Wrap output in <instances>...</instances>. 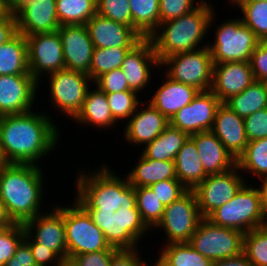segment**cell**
Listing matches in <instances>:
<instances>
[{"instance_id":"1","label":"cell","mask_w":267,"mask_h":266,"mask_svg":"<svg viewBox=\"0 0 267 266\" xmlns=\"http://www.w3.org/2000/svg\"><path fill=\"white\" fill-rule=\"evenodd\" d=\"M81 173V174H80ZM78 174L76 201L103 231L110 246L118 250L137 249L150 228L136 207L135 190L126 176H117L107 165Z\"/></svg>"},{"instance_id":"2","label":"cell","mask_w":267,"mask_h":266,"mask_svg":"<svg viewBox=\"0 0 267 266\" xmlns=\"http://www.w3.org/2000/svg\"><path fill=\"white\" fill-rule=\"evenodd\" d=\"M50 117L33 110L0 116V145L8 164L39 165V160L54 151L60 132Z\"/></svg>"},{"instance_id":"3","label":"cell","mask_w":267,"mask_h":266,"mask_svg":"<svg viewBox=\"0 0 267 266\" xmlns=\"http://www.w3.org/2000/svg\"><path fill=\"white\" fill-rule=\"evenodd\" d=\"M41 165L7 164L0 170V200L15 223L43 213L44 172Z\"/></svg>"},{"instance_id":"4","label":"cell","mask_w":267,"mask_h":266,"mask_svg":"<svg viewBox=\"0 0 267 266\" xmlns=\"http://www.w3.org/2000/svg\"><path fill=\"white\" fill-rule=\"evenodd\" d=\"M207 2L202 1L188 14L159 24L149 37L159 62L168 56L203 48L199 44L216 16L213 6Z\"/></svg>"},{"instance_id":"5","label":"cell","mask_w":267,"mask_h":266,"mask_svg":"<svg viewBox=\"0 0 267 266\" xmlns=\"http://www.w3.org/2000/svg\"><path fill=\"white\" fill-rule=\"evenodd\" d=\"M206 219L217 226L243 233L267 225L261 186L255 188L251 184H244L231 200L210 213Z\"/></svg>"},{"instance_id":"6","label":"cell","mask_w":267,"mask_h":266,"mask_svg":"<svg viewBox=\"0 0 267 266\" xmlns=\"http://www.w3.org/2000/svg\"><path fill=\"white\" fill-rule=\"evenodd\" d=\"M64 207L67 262L76 255L99 252L111 246L89 213L75 200Z\"/></svg>"},{"instance_id":"7","label":"cell","mask_w":267,"mask_h":266,"mask_svg":"<svg viewBox=\"0 0 267 266\" xmlns=\"http://www.w3.org/2000/svg\"><path fill=\"white\" fill-rule=\"evenodd\" d=\"M260 41L243 23L241 17L220 24L215 31L214 43H208L213 64L225 62H250Z\"/></svg>"},{"instance_id":"8","label":"cell","mask_w":267,"mask_h":266,"mask_svg":"<svg viewBox=\"0 0 267 266\" xmlns=\"http://www.w3.org/2000/svg\"><path fill=\"white\" fill-rule=\"evenodd\" d=\"M174 81L187 84L200 92L209 91L212 86L213 61L208 44L190 52L178 53L164 58L160 67Z\"/></svg>"},{"instance_id":"9","label":"cell","mask_w":267,"mask_h":266,"mask_svg":"<svg viewBox=\"0 0 267 266\" xmlns=\"http://www.w3.org/2000/svg\"><path fill=\"white\" fill-rule=\"evenodd\" d=\"M243 236L241 231L217 226L203 218L189 244L205 258L216 261L241 255Z\"/></svg>"},{"instance_id":"10","label":"cell","mask_w":267,"mask_h":266,"mask_svg":"<svg viewBox=\"0 0 267 266\" xmlns=\"http://www.w3.org/2000/svg\"><path fill=\"white\" fill-rule=\"evenodd\" d=\"M202 219L196 195L193 190H188L178 200L165 206L163 216L154 228L164 229L166 244L189 243Z\"/></svg>"},{"instance_id":"11","label":"cell","mask_w":267,"mask_h":266,"mask_svg":"<svg viewBox=\"0 0 267 266\" xmlns=\"http://www.w3.org/2000/svg\"><path fill=\"white\" fill-rule=\"evenodd\" d=\"M48 76L52 105L57 111L73 119L82 108L92 79L86 73L68 69Z\"/></svg>"},{"instance_id":"12","label":"cell","mask_w":267,"mask_h":266,"mask_svg":"<svg viewBox=\"0 0 267 266\" xmlns=\"http://www.w3.org/2000/svg\"><path fill=\"white\" fill-rule=\"evenodd\" d=\"M9 13L16 19L17 32L24 36L54 32L60 27L56 0H14Z\"/></svg>"},{"instance_id":"13","label":"cell","mask_w":267,"mask_h":266,"mask_svg":"<svg viewBox=\"0 0 267 266\" xmlns=\"http://www.w3.org/2000/svg\"><path fill=\"white\" fill-rule=\"evenodd\" d=\"M244 179L237 165L226 172L208 175L193 190L201 216L206 218L218 207L231 200L247 183Z\"/></svg>"},{"instance_id":"14","label":"cell","mask_w":267,"mask_h":266,"mask_svg":"<svg viewBox=\"0 0 267 266\" xmlns=\"http://www.w3.org/2000/svg\"><path fill=\"white\" fill-rule=\"evenodd\" d=\"M28 46L29 73L40 78L65 69L61 38L57 31L25 36Z\"/></svg>"},{"instance_id":"15","label":"cell","mask_w":267,"mask_h":266,"mask_svg":"<svg viewBox=\"0 0 267 266\" xmlns=\"http://www.w3.org/2000/svg\"><path fill=\"white\" fill-rule=\"evenodd\" d=\"M25 232L43 247L51 249L67 264L66 230L64 224V206L56 205L49 213H41L26 221ZM35 231V236L33 232Z\"/></svg>"},{"instance_id":"16","label":"cell","mask_w":267,"mask_h":266,"mask_svg":"<svg viewBox=\"0 0 267 266\" xmlns=\"http://www.w3.org/2000/svg\"><path fill=\"white\" fill-rule=\"evenodd\" d=\"M39 84L32 75H0V116L32 111Z\"/></svg>"},{"instance_id":"17","label":"cell","mask_w":267,"mask_h":266,"mask_svg":"<svg viewBox=\"0 0 267 266\" xmlns=\"http://www.w3.org/2000/svg\"><path fill=\"white\" fill-rule=\"evenodd\" d=\"M221 103L211 90L199 92L191 103L174 115L170 124L188 135L211 131L217 108Z\"/></svg>"},{"instance_id":"18","label":"cell","mask_w":267,"mask_h":266,"mask_svg":"<svg viewBox=\"0 0 267 266\" xmlns=\"http://www.w3.org/2000/svg\"><path fill=\"white\" fill-rule=\"evenodd\" d=\"M57 32L62 42L65 69L90 76L94 46L86 25H62Z\"/></svg>"},{"instance_id":"19","label":"cell","mask_w":267,"mask_h":266,"mask_svg":"<svg viewBox=\"0 0 267 266\" xmlns=\"http://www.w3.org/2000/svg\"><path fill=\"white\" fill-rule=\"evenodd\" d=\"M152 66V67H151ZM160 68V62L149 38H143L126 55L121 69L131 90L141 92L151 81V69Z\"/></svg>"},{"instance_id":"20","label":"cell","mask_w":267,"mask_h":266,"mask_svg":"<svg viewBox=\"0 0 267 266\" xmlns=\"http://www.w3.org/2000/svg\"><path fill=\"white\" fill-rule=\"evenodd\" d=\"M255 81L250 62L213 64L211 91L221 102L240 94Z\"/></svg>"},{"instance_id":"21","label":"cell","mask_w":267,"mask_h":266,"mask_svg":"<svg viewBox=\"0 0 267 266\" xmlns=\"http://www.w3.org/2000/svg\"><path fill=\"white\" fill-rule=\"evenodd\" d=\"M85 25L94 48L134 47L143 39L130 26L97 13Z\"/></svg>"},{"instance_id":"22","label":"cell","mask_w":267,"mask_h":266,"mask_svg":"<svg viewBox=\"0 0 267 266\" xmlns=\"http://www.w3.org/2000/svg\"><path fill=\"white\" fill-rule=\"evenodd\" d=\"M147 103V104H146ZM142 103L146 108H136L135 113L127 120L124 128V139L134 146L146 145L156 139L170 124L150 102Z\"/></svg>"},{"instance_id":"23","label":"cell","mask_w":267,"mask_h":266,"mask_svg":"<svg viewBox=\"0 0 267 266\" xmlns=\"http://www.w3.org/2000/svg\"><path fill=\"white\" fill-rule=\"evenodd\" d=\"M211 131L236 160L248 144L244 118L239 117L224 102L217 108Z\"/></svg>"},{"instance_id":"24","label":"cell","mask_w":267,"mask_h":266,"mask_svg":"<svg viewBox=\"0 0 267 266\" xmlns=\"http://www.w3.org/2000/svg\"><path fill=\"white\" fill-rule=\"evenodd\" d=\"M194 141L207 175L226 172L236 166V159L212 131L189 135Z\"/></svg>"},{"instance_id":"25","label":"cell","mask_w":267,"mask_h":266,"mask_svg":"<svg viewBox=\"0 0 267 266\" xmlns=\"http://www.w3.org/2000/svg\"><path fill=\"white\" fill-rule=\"evenodd\" d=\"M163 75L166 78L163 79L165 82L160 84L161 86L154 92L149 102L170 121L180 109L191 103L200 91L174 81L166 74Z\"/></svg>"},{"instance_id":"26","label":"cell","mask_w":267,"mask_h":266,"mask_svg":"<svg viewBox=\"0 0 267 266\" xmlns=\"http://www.w3.org/2000/svg\"><path fill=\"white\" fill-rule=\"evenodd\" d=\"M174 165L177 179L188 190H194L208 176L204 171L197 147L190 137L178 151Z\"/></svg>"},{"instance_id":"27","label":"cell","mask_w":267,"mask_h":266,"mask_svg":"<svg viewBox=\"0 0 267 266\" xmlns=\"http://www.w3.org/2000/svg\"><path fill=\"white\" fill-rule=\"evenodd\" d=\"M91 90L92 89L88 90L81 110L73 118L74 121L80 123V126L92 125L98 129L114 127L117 121L113 118L110 111L106 93L102 92L97 87Z\"/></svg>"},{"instance_id":"28","label":"cell","mask_w":267,"mask_h":266,"mask_svg":"<svg viewBox=\"0 0 267 266\" xmlns=\"http://www.w3.org/2000/svg\"><path fill=\"white\" fill-rule=\"evenodd\" d=\"M126 176L134 188L149 187L159 181L177 179L174 161H157L142 154L138 158V163Z\"/></svg>"},{"instance_id":"29","label":"cell","mask_w":267,"mask_h":266,"mask_svg":"<svg viewBox=\"0 0 267 266\" xmlns=\"http://www.w3.org/2000/svg\"><path fill=\"white\" fill-rule=\"evenodd\" d=\"M0 75H31L28 65L26 37L16 33L0 45Z\"/></svg>"},{"instance_id":"30","label":"cell","mask_w":267,"mask_h":266,"mask_svg":"<svg viewBox=\"0 0 267 266\" xmlns=\"http://www.w3.org/2000/svg\"><path fill=\"white\" fill-rule=\"evenodd\" d=\"M189 135L169 124L152 142L144 145V157L157 161H174L178 151Z\"/></svg>"},{"instance_id":"31","label":"cell","mask_w":267,"mask_h":266,"mask_svg":"<svg viewBox=\"0 0 267 266\" xmlns=\"http://www.w3.org/2000/svg\"><path fill=\"white\" fill-rule=\"evenodd\" d=\"M224 103L239 117L246 118L267 108V92L261 81H254L240 94L231 96Z\"/></svg>"},{"instance_id":"32","label":"cell","mask_w":267,"mask_h":266,"mask_svg":"<svg viewBox=\"0 0 267 266\" xmlns=\"http://www.w3.org/2000/svg\"><path fill=\"white\" fill-rule=\"evenodd\" d=\"M156 259L159 266H212L213 261L205 258L189 243L164 244Z\"/></svg>"},{"instance_id":"33","label":"cell","mask_w":267,"mask_h":266,"mask_svg":"<svg viewBox=\"0 0 267 266\" xmlns=\"http://www.w3.org/2000/svg\"><path fill=\"white\" fill-rule=\"evenodd\" d=\"M132 28L142 37L149 38L160 24L159 0H129Z\"/></svg>"},{"instance_id":"34","label":"cell","mask_w":267,"mask_h":266,"mask_svg":"<svg viewBox=\"0 0 267 266\" xmlns=\"http://www.w3.org/2000/svg\"><path fill=\"white\" fill-rule=\"evenodd\" d=\"M97 0H56L60 26L85 25L96 14Z\"/></svg>"},{"instance_id":"35","label":"cell","mask_w":267,"mask_h":266,"mask_svg":"<svg viewBox=\"0 0 267 266\" xmlns=\"http://www.w3.org/2000/svg\"><path fill=\"white\" fill-rule=\"evenodd\" d=\"M239 170L258 176L261 181L267 177V137L248 142L244 152L237 158Z\"/></svg>"},{"instance_id":"36","label":"cell","mask_w":267,"mask_h":266,"mask_svg":"<svg viewBox=\"0 0 267 266\" xmlns=\"http://www.w3.org/2000/svg\"><path fill=\"white\" fill-rule=\"evenodd\" d=\"M132 48L133 47L94 48L90 65V78L92 82L104 73L121 68L126 55Z\"/></svg>"},{"instance_id":"37","label":"cell","mask_w":267,"mask_h":266,"mask_svg":"<svg viewBox=\"0 0 267 266\" xmlns=\"http://www.w3.org/2000/svg\"><path fill=\"white\" fill-rule=\"evenodd\" d=\"M243 13V23L260 42L267 38V1L232 2Z\"/></svg>"},{"instance_id":"38","label":"cell","mask_w":267,"mask_h":266,"mask_svg":"<svg viewBox=\"0 0 267 266\" xmlns=\"http://www.w3.org/2000/svg\"><path fill=\"white\" fill-rule=\"evenodd\" d=\"M134 190L136 207L141 214L142 220L152 230L161 220L165 206L149 187H137Z\"/></svg>"},{"instance_id":"39","label":"cell","mask_w":267,"mask_h":266,"mask_svg":"<svg viewBox=\"0 0 267 266\" xmlns=\"http://www.w3.org/2000/svg\"><path fill=\"white\" fill-rule=\"evenodd\" d=\"M243 254L254 266H267V225L244 233Z\"/></svg>"},{"instance_id":"40","label":"cell","mask_w":267,"mask_h":266,"mask_svg":"<svg viewBox=\"0 0 267 266\" xmlns=\"http://www.w3.org/2000/svg\"><path fill=\"white\" fill-rule=\"evenodd\" d=\"M137 94L134 90L106 94L110 111L116 121L128 120L135 113L137 106H141Z\"/></svg>"},{"instance_id":"41","label":"cell","mask_w":267,"mask_h":266,"mask_svg":"<svg viewBox=\"0 0 267 266\" xmlns=\"http://www.w3.org/2000/svg\"><path fill=\"white\" fill-rule=\"evenodd\" d=\"M96 13L115 22L132 28V16L129 0H97Z\"/></svg>"},{"instance_id":"42","label":"cell","mask_w":267,"mask_h":266,"mask_svg":"<svg viewBox=\"0 0 267 266\" xmlns=\"http://www.w3.org/2000/svg\"><path fill=\"white\" fill-rule=\"evenodd\" d=\"M24 236L25 227L20 223L0 231V266H5V263L13 257Z\"/></svg>"},{"instance_id":"43","label":"cell","mask_w":267,"mask_h":266,"mask_svg":"<svg viewBox=\"0 0 267 266\" xmlns=\"http://www.w3.org/2000/svg\"><path fill=\"white\" fill-rule=\"evenodd\" d=\"M149 188L156 194L164 206L170 205L188 191L178 179L159 181L151 184Z\"/></svg>"},{"instance_id":"44","label":"cell","mask_w":267,"mask_h":266,"mask_svg":"<svg viewBox=\"0 0 267 266\" xmlns=\"http://www.w3.org/2000/svg\"><path fill=\"white\" fill-rule=\"evenodd\" d=\"M197 1L196 4L195 0H159L160 23L188 14L205 0Z\"/></svg>"},{"instance_id":"45","label":"cell","mask_w":267,"mask_h":266,"mask_svg":"<svg viewBox=\"0 0 267 266\" xmlns=\"http://www.w3.org/2000/svg\"><path fill=\"white\" fill-rule=\"evenodd\" d=\"M93 83L99 90L106 94L131 90L127 84L126 75L121 68L99 76Z\"/></svg>"},{"instance_id":"46","label":"cell","mask_w":267,"mask_h":266,"mask_svg":"<svg viewBox=\"0 0 267 266\" xmlns=\"http://www.w3.org/2000/svg\"><path fill=\"white\" fill-rule=\"evenodd\" d=\"M118 251L114 247L99 252L73 256L66 266H110L112 256Z\"/></svg>"},{"instance_id":"47","label":"cell","mask_w":267,"mask_h":266,"mask_svg":"<svg viewBox=\"0 0 267 266\" xmlns=\"http://www.w3.org/2000/svg\"><path fill=\"white\" fill-rule=\"evenodd\" d=\"M248 142L267 137V108L244 118Z\"/></svg>"},{"instance_id":"48","label":"cell","mask_w":267,"mask_h":266,"mask_svg":"<svg viewBox=\"0 0 267 266\" xmlns=\"http://www.w3.org/2000/svg\"><path fill=\"white\" fill-rule=\"evenodd\" d=\"M24 241L30 246L32 255L37 266H65L66 264L49 248L43 247L34 241L26 232L24 236ZM52 263V264H51Z\"/></svg>"},{"instance_id":"49","label":"cell","mask_w":267,"mask_h":266,"mask_svg":"<svg viewBox=\"0 0 267 266\" xmlns=\"http://www.w3.org/2000/svg\"><path fill=\"white\" fill-rule=\"evenodd\" d=\"M251 70L255 81H262L267 77V46L259 42L250 59Z\"/></svg>"},{"instance_id":"50","label":"cell","mask_w":267,"mask_h":266,"mask_svg":"<svg viewBox=\"0 0 267 266\" xmlns=\"http://www.w3.org/2000/svg\"><path fill=\"white\" fill-rule=\"evenodd\" d=\"M140 251L133 250H118L111 259L110 266H148L141 260Z\"/></svg>"},{"instance_id":"51","label":"cell","mask_w":267,"mask_h":266,"mask_svg":"<svg viewBox=\"0 0 267 266\" xmlns=\"http://www.w3.org/2000/svg\"><path fill=\"white\" fill-rule=\"evenodd\" d=\"M35 261L30 246L23 240L17 247L13 257H11L5 266H32Z\"/></svg>"},{"instance_id":"52","label":"cell","mask_w":267,"mask_h":266,"mask_svg":"<svg viewBox=\"0 0 267 266\" xmlns=\"http://www.w3.org/2000/svg\"><path fill=\"white\" fill-rule=\"evenodd\" d=\"M16 33V19L8 13L3 19H0V45L6 43Z\"/></svg>"},{"instance_id":"53","label":"cell","mask_w":267,"mask_h":266,"mask_svg":"<svg viewBox=\"0 0 267 266\" xmlns=\"http://www.w3.org/2000/svg\"><path fill=\"white\" fill-rule=\"evenodd\" d=\"M212 266H254L242 253L233 258H226L222 260L213 261Z\"/></svg>"},{"instance_id":"54","label":"cell","mask_w":267,"mask_h":266,"mask_svg":"<svg viewBox=\"0 0 267 266\" xmlns=\"http://www.w3.org/2000/svg\"><path fill=\"white\" fill-rule=\"evenodd\" d=\"M14 224H16V223L9 216L5 205L0 200V227L2 229H6V228H10Z\"/></svg>"},{"instance_id":"55","label":"cell","mask_w":267,"mask_h":266,"mask_svg":"<svg viewBox=\"0 0 267 266\" xmlns=\"http://www.w3.org/2000/svg\"><path fill=\"white\" fill-rule=\"evenodd\" d=\"M260 185L263 192L264 214L267 219V177L262 180Z\"/></svg>"},{"instance_id":"56","label":"cell","mask_w":267,"mask_h":266,"mask_svg":"<svg viewBox=\"0 0 267 266\" xmlns=\"http://www.w3.org/2000/svg\"><path fill=\"white\" fill-rule=\"evenodd\" d=\"M8 13L9 5L4 0H0V19H3Z\"/></svg>"},{"instance_id":"57","label":"cell","mask_w":267,"mask_h":266,"mask_svg":"<svg viewBox=\"0 0 267 266\" xmlns=\"http://www.w3.org/2000/svg\"><path fill=\"white\" fill-rule=\"evenodd\" d=\"M7 164L8 163L6 162V160H5L4 156H3V153H2V150H1V145H0V170Z\"/></svg>"},{"instance_id":"58","label":"cell","mask_w":267,"mask_h":266,"mask_svg":"<svg viewBox=\"0 0 267 266\" xmlns=\"http://www.w3.org/2000/svg\"><path fill=\"white\" fill-rule=\"evenodd\" d=\"M255 1H267V0H231V2H255Z\"/></svg>"},{"instance_id":"59","label":"cell","mask_w":267,"mask_h":266,"mask_svg":"<svg viewBox=\"0 0 267 266\" xmlns=\"http://www.w3.org/2000/svg\"><path fill=\"white\" fill-rule=\"evenodd\" d=\"M261 82L264 84V86H265V90H266V92H267V77L264 78Z\"/></svg>"},{"instance_id":"60","label":"cell","mask_w":267,"mask_h":266,"mask_svg":"<svg viewBox=\"0 0 267 266\" xmlns=\"http://www.w3.org/2000/svg\"><path fill=\"white\" fill-rule=\"evenodd\" d=\"M8 5H10L14 0H4Z\"/></svg>"},{"instance_id":"61","label":"cell","mask_w":267,"mask_h":266,"mask_svg":"<svg viewBox=\"0 0 267 266\" xmlns=\"http://www.w3.org/2000/svg\"><path fill=\"white\" fill-rule=\"evenodd\" d=\"M263 42L267 46V38Z\"/></svg>"}]
</instances>
